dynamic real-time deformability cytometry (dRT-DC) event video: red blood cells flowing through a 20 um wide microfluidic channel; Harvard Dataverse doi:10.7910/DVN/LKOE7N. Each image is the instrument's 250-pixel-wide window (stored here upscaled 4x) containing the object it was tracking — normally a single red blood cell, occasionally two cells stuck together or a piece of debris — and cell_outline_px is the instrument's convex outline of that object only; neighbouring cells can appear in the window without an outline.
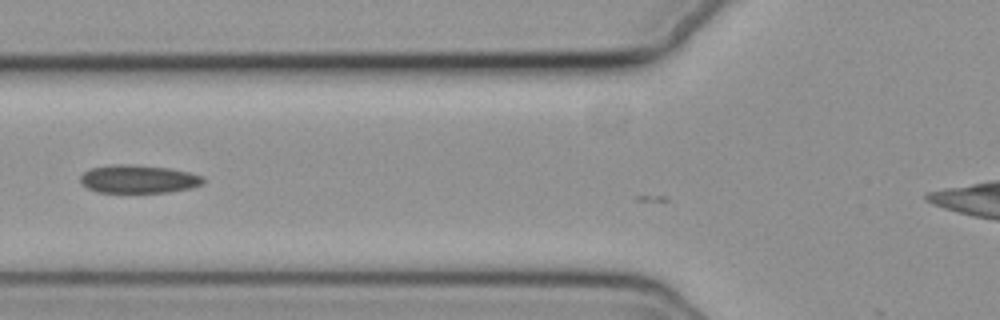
{"species": "common noctule bat (a hibernating species)", "species_latin": "Nyctalus noctula", "temperature_condition": "cold", "stored_images_in_passage": 14, "camera_frame_rate_fps": 3000, "um_per_image_px": 0.085, "animal": {"sex": "female", "body_mass_g": 19.3, "forearm_length_mm": 54.1}, "frame": {"image": 1, "passage_image": 12, "time_ms": 3.667, "image_size_px": [1000, 320], "cell_outline_px": [[204, 184], [192, 188], [168, 192], [96, 192], [88, 188], [80, 180], [80, 176], [84, 172], [92, 168], [112, 164], [128, 164], [168, 168], [188, 172], [204, 176]], "centroid_in_image_um": [11.8, 15.22], "position_along_channel_um": 114.0, "area_um2": 20.11}}